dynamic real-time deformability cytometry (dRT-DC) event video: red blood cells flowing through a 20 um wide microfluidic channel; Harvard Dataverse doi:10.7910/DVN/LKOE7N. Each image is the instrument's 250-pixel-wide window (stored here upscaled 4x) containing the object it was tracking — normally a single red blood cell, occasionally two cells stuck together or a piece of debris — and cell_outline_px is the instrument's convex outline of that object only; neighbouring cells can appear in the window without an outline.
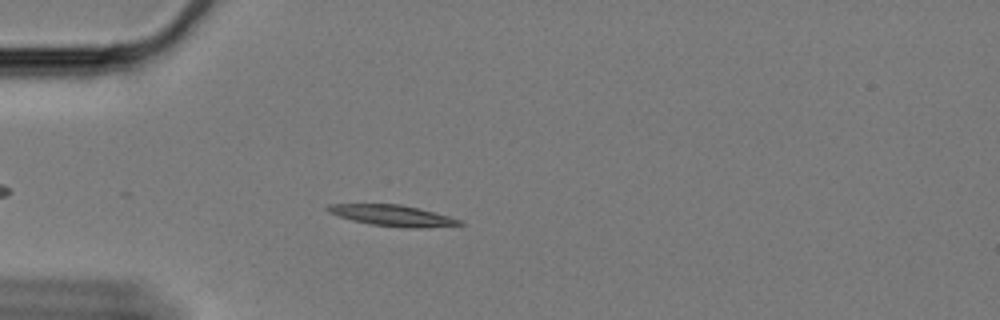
{"species": "Egyptian fruit bat (a non-hibernating species)", "species_latin": "Rousettus aegyptiacus", "temperature_condition": "cold", "stored_images_in_passage": 17, "camera_frame_rate_fps": 3000, "um_per_image_px": 0.085, "animal": {"sex": "female"}, "frame": {"image": 1, "passage_image": 4, "time_ms": 1.0, "image_size_px": [1000, 320], "cell_outline_px": [[464, 224], [420, 228], [408, 228], [372, 224], [352, 220], [328, 212], [324, 208], [328, 204], [400, 204], [436, 212], [460, 220]], "centroid_in_image_um": [33.34, 18.31], "position_along_channel_um": 51.7, "area_um2": 15.95}}
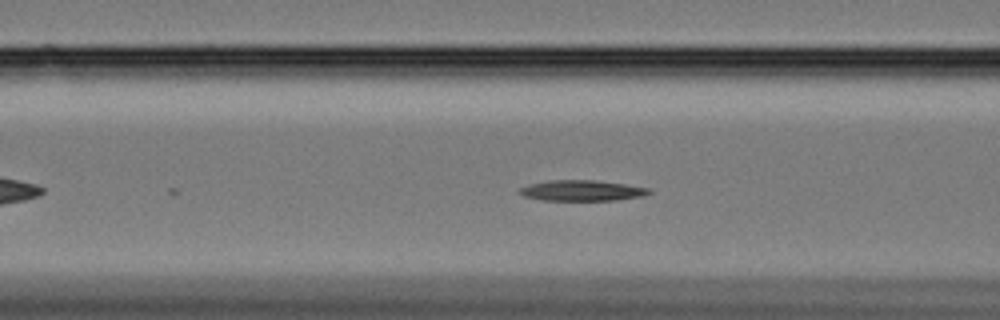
{"frame": {"image": 2, "passage_image": 11, "time_ms": 3.333, "image_size_px": [1000, 320], "cell_outline_px": [[652, 192], [644, 196], [616, 200], [540, 200], [524, 196], [520, 192], [520, 188], [528, 184], [548, 180], [596, 180], [624, 184], [648, 188]], "centroid_in_image_um": [49.46, 16.19], "position_along_channel_um": 117.1, "area_um2": 15.55}}
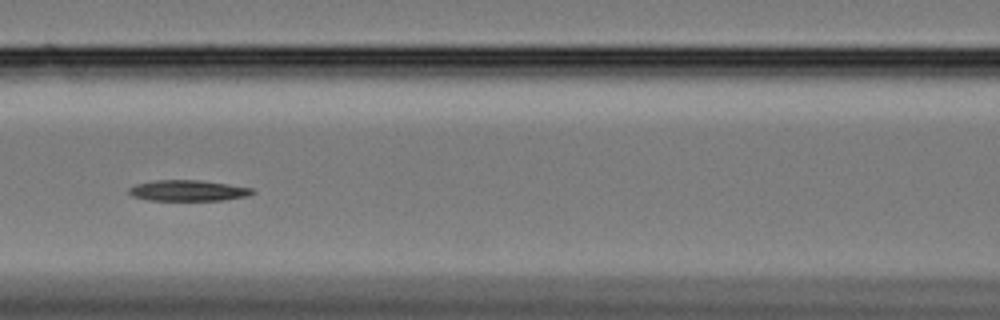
{"frame": {"image": 3, "passage_image": 14, "time_ms": 4.333, "image_size_px": [1000, 320], "cell_outline_px": [[256, 192], [248, 196], [224, 200], [148, 200], [132, 196], [128, 192], [128, 188], [136, 184], [152, 180], [200, 180], [228, 184], [252, 188]], "centroid_in_image_um": [15.97, 16.19], "position_along_channel_um": 150.6, "area_um2": 15.09}}